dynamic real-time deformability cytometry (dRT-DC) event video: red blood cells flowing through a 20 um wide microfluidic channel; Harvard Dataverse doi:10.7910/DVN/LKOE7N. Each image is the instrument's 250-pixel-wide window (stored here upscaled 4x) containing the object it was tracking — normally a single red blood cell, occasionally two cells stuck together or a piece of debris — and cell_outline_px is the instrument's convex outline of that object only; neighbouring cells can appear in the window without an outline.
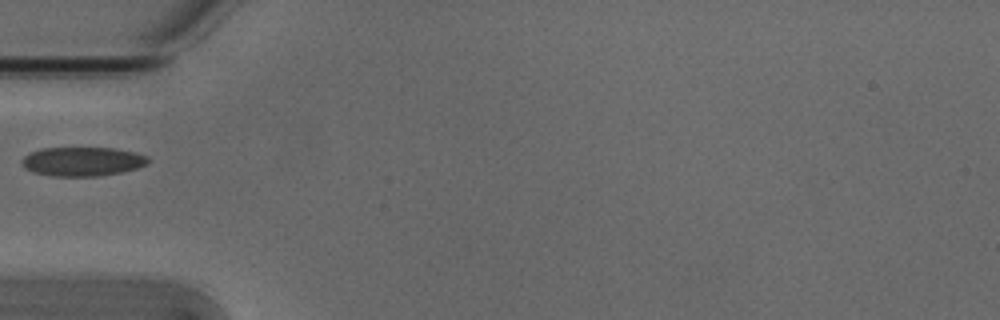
{"species": "Egyptian fruit bat (a non-hibernating species)", "species_latin": "Rousettus aegyptiacus", "temperature_condition": "cold", "stored_images_in_passage": 1, "camera_frame_rate_fps": 3000, "um_per_image_px": 0.085, "animal": {"sex": "male"}, "frame": {"image": 1, "passage_image": 1, "time_ms": 0.0, "image_size_px": [1000, 320], "cell_outline_px": [[148, 164], [136, 168], [120, 172], [100, 176], [52, 176], [32, 172], [24, 168], [20, 160], [24, 156], [40, 148], [112, 148], [136, 152], [148, 156]], "centroid_in_image_um": [6.99, 13.73], "position_along_channel_um": 78.0, "area_um2": 21.44}}